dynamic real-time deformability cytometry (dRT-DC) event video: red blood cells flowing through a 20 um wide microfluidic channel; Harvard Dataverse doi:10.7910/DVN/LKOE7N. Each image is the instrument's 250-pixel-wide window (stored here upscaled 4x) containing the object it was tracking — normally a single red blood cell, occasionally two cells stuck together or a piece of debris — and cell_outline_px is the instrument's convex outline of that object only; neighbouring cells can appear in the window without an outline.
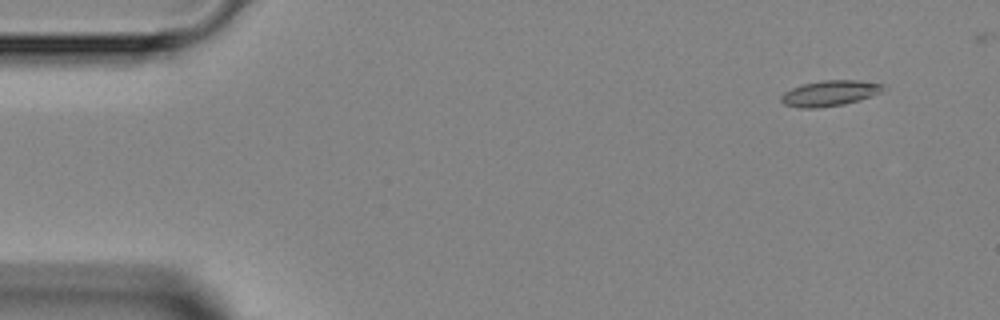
{"species": "Egyptian fruit bat (a non-hibernating species)", "species_latin": "Rousettus aegyptiacus", "temperature_condition": "room temperature", "stored_images_in_passage": 4, "camera_frame_rate_fps": 3000, "um_per_image_px": 0.085, "animal": {"sex": "female"}, "frame": {"image": 1, "passage_image": 1, "time_ms": 0.0, "image_size_px": [1000, 320], "cell_outline_px": [[888, 88], [872, 96], [860, 100], [844, 104], [816, 108], [796, 108], [784, 104], [780, 100], [780, 96], [784, 92], [800, 84], [824, 80], [860, 80], [884, 84]], "centroid_in_image_um": [70.54, 7.92], "position_along_channel_um": 14.5, "area_um2": 15.49}}
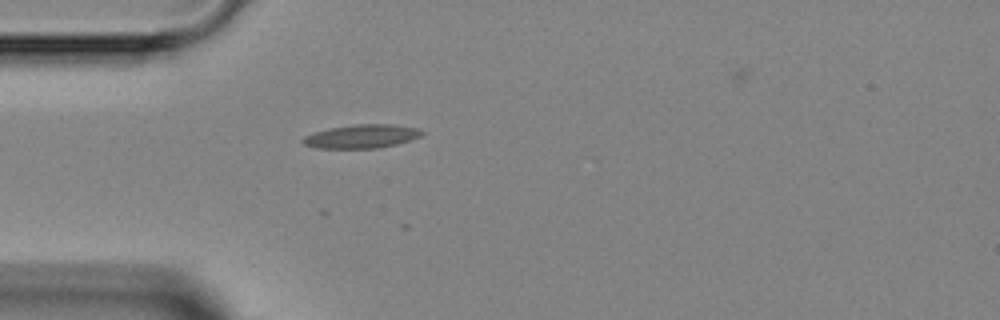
{"frame": {"image": 2, "passage_image": 4, "time_ms": 3.333, "image_size_px": [1000, 320], "cell_outline_px": [[424, 136], [396, 144], [376, 148], [316, 148], [304, 144], [300, 140], [304, 136], [312, 132], [328, 128], [356, 124], [392, 124], [416, 128], [424, 132]], "centroid_in_image_um": [30.72, 11.58], "position_along_channel_um": 54.3, "area_um2": 16.47}}